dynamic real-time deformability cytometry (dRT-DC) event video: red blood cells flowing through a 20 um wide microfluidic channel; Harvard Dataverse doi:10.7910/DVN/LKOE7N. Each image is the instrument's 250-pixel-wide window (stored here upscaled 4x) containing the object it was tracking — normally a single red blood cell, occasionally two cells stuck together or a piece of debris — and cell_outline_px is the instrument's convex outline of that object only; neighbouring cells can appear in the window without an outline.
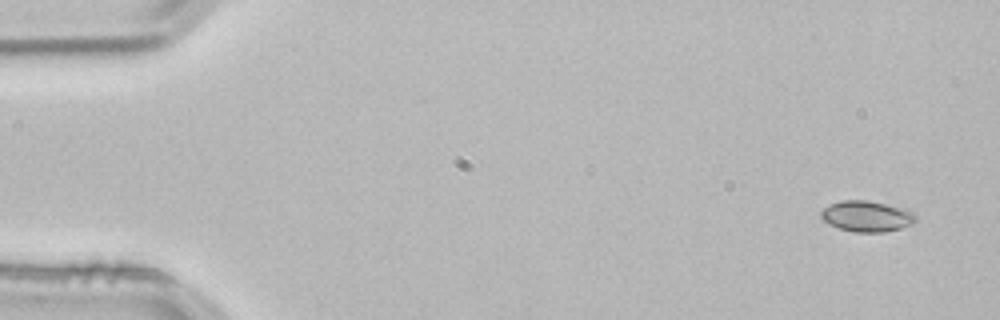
{"species": "common noctule bat (a hibernating species)", "species_latin": "Nyctalus noctula", "temperature_condition": "room temperature", "stored_images_in_passage": 3, "camera_frame_rate_fps": 3000, "um_per_image_px": 0.085, "animal": {"sex": "male", "body_mass_g": 21.5, "forearm_length_mm": 52.0}, "frame": {"image": 1, "passage_image": 1, "time_ms": 0.0, "image_size_px": [1000, 320], "cell_outline_px": [[916, 220], [912, 224], [900, 228], [884, 232], [856, 232], [840, 228], [828, 224], [820, 216], [820, 212], [824, 208], [840, 200], [868, 200], [884, 204], [912, 212], [916, 216]], "centroid_in_image_um": [73.64, 18.39], "position_along_channel_um": 11.4, "area_um2": 16.7}}